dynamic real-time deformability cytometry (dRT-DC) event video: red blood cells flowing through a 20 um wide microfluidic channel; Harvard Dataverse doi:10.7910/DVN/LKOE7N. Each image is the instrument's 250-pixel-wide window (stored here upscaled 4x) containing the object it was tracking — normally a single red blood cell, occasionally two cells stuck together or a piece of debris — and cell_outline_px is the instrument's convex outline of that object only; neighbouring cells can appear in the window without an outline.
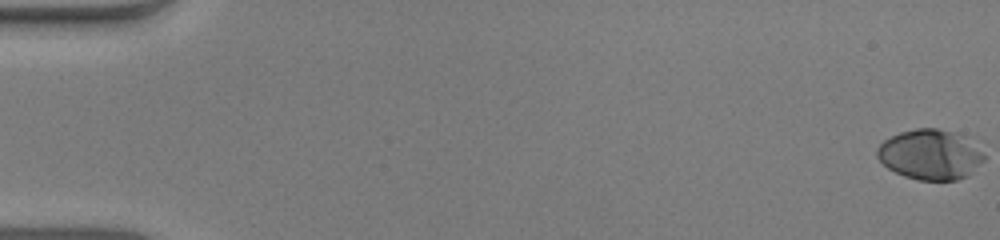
{"species": "human", "species_latin": "Homo sapiens", "temperature_condition": "warm", "stored_images_in_passage": 53, "camera_frame_rate_fps": 3000, "um_per_image_px": 0.085, "donor": {"sex": "male"}, "frame": {"image": 1, "passage_image": 1, "time_ms": 0.0, "image_size_px": [1000, 240], "cell_outline_px": [[984, 160], [968, 176], [956, 180], [920, 180], [904, 176], [888, 168], [876, 156], [876, 148], [884, 140], [900, 132], [916, 128], [936, 128], [956, 132], [964, 136], [984, 156]], "centroid_in_image_um": [79.03, 13.14], "position_along_channel_um": 6.0, "area_um2": 30.98}}
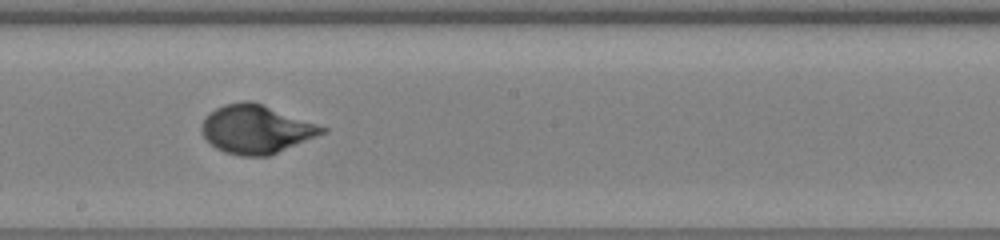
{"frame": {"image": 2, "passage_image": 31, "time_ms": 10.0, "image_size_px": [1000, 240], "cell_outline_px": [[328, 132], [268, 156], [240, 156], [224, 152], [216, 148], [204, 136], [200, 128], [204, 120], [216, 108], [224, 104], [244, 100], [252, 100], [328, 128]], "centroid_in_image_um": [21.79, 10.98], "position_along_channel_um": 226.4, "area_um2": 33.87}}
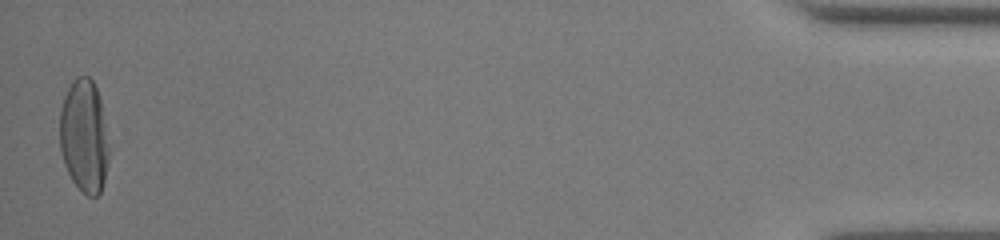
{"frame": {"image": 3, "passage_image": 53, "time_ms": 17.333, "image_size_px": [1000, 240], "cell_outline_px": [[108, 160], [104, 180], [100, 192], [96, 196], [88, 196], [72, 180], [64, 164], [60, 148], [60, 108], [64, 96], [72, 80], [76, 76], [88, 76], [92, 80], [96, 88], [100, 100], [108, 148]], "centroid_in_image_um": [7.12, 11.55], "position_along_channel_um": 428.1, "area_um2": 31.96}, "authors_computed_cell_mechanics": {"area_um2": 31.9634, "velocity_mm_per_s": 3.9833, "shape_relaxation_time_tau1_ms": 3.828, "shape_relaxation_time_tau2_ms": null, "deformation_change_tau1": 0.2306, "deformation_change_tau2": null}}